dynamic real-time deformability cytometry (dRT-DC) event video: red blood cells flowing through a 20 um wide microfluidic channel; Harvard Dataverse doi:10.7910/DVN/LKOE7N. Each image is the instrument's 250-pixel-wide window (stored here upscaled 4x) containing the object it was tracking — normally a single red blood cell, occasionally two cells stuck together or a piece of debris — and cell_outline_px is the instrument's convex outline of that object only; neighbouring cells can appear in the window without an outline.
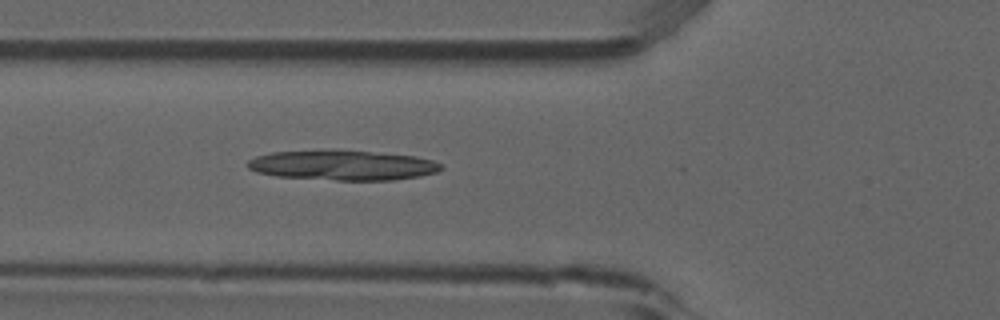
{"species": "common noctule bat (a hibernating species)", "species_latin": "Nyctalus noctula", "temperature_condition": "room temperature", "stored_images_in_passage": 27, "camera_frame_rate_fps": 3000, "um_per_image_px": 0.085, "animal": {"sex": "male", "forearm_length_mm": 52.5}, "frame": {"image": 1, "passage_image": 19, "time_ms": 6.0, "image_size_px": [1000, 320], "cell_outline_px": [[444, 168], [436, 172], [420, 176], [392, 180], [336, 180], [276, 176], [256, 172], [248, 168], [248, 160], [256, 156], [272, 152], [368, 152], [416, 156], [432, 160], [444, 164]], "centroid_in_image_um": [29.18, 14.08], "position_along_channel_um": 96.6, "area_um2": 32.83}}
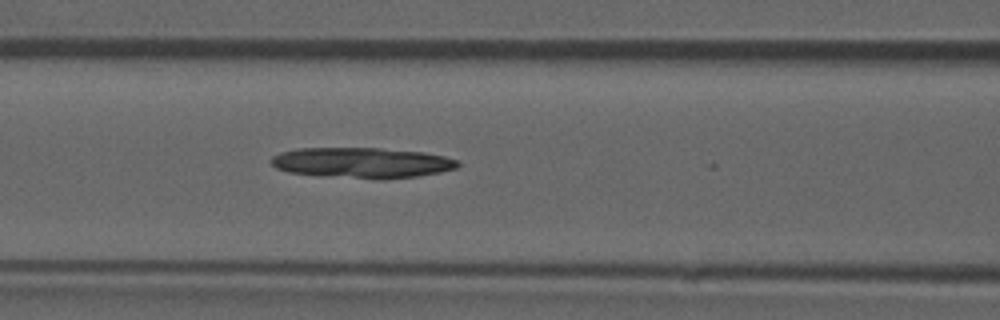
{"frame": {"image": 2, "passage_image": 22, "time_ms": 7.0, "image_size_px": [1000, 320], "cell_outline_px": [[460, 164], [456, 168], [440, 172], [416, 176], [388, 180], [376, 180], [288, 172], [276, 168], [272, 164], [272, 156], [280, 152], [296, 148], [380, 148], [424, 152], [444, 156], [456, 160]], "centroid_in_image_um": [30.78, 13.83], "position_along_channel_um": 135.8, "area_um2": 33.29}}